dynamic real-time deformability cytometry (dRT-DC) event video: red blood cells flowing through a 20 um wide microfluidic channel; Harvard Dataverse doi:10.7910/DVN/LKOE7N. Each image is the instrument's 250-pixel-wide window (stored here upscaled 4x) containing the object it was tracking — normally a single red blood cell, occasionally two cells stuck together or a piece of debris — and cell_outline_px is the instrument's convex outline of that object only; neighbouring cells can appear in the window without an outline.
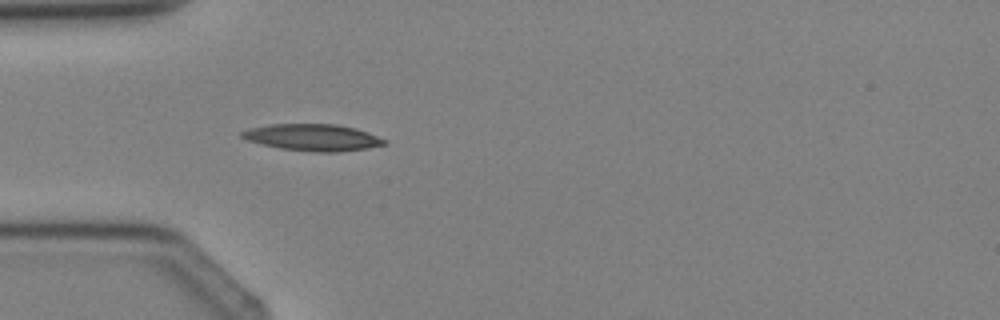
{"species": "Egyptian fruit bat (a non-hibernating species)", "species_latin": "Rousettus aegyptiacus", "temperature_condition": "cold", "stored_images_in_passage": 3, "camera_frame_rate_fps": 3000, "um_per_image_px": 0.085, "animal": {"sex": "female"}, "frame": {"image": 1, "passage_image": 3, "time_ms": 2.333, "image_size_px": [1000, 320], "cell_outline_px": [[388, 144], [368, 148], [340, 152], [312, 152], [280, 148], [248, 140], [240, 136], [240, 132], [248, 128], [268, 124], [336, 124], [356, 128], [368, 132], [388, 140]], "centroid_in_image_um": [26.63, 11.68], "position_along_channel_um": 58.4, "area_um2": 22.37}}